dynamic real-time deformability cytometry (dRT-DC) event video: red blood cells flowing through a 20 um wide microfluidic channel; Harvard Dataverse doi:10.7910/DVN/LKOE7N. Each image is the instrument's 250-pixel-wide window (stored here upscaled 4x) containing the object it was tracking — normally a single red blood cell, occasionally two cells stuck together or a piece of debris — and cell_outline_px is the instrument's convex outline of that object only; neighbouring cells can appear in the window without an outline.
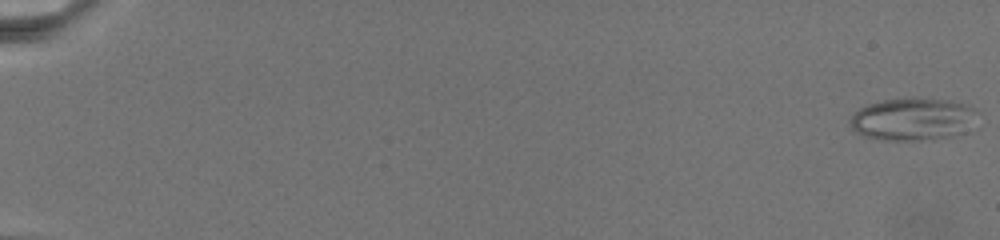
{"species": "common noctule bat (a hibernating species)", "species_latin": "Nyctalus noctula", "temperature_condition": "warm", "stored_images_in_passage": 43, "camera_frame_rate_fps": 3000, "um_per_image_px": 0.085, "animal": {"sex": "female", "body_mass_g": 19.5, "forearm_length_mm": 54.1}, "frame": {"image": 1, "passage_image": 1, "time_ms": 0.0, "image_size_px": [1000, 240], "cell_outline_px": [[980, 128], [972, 132], [932, 140], [884, 140], [864, 136], [856, 132], [848, 124], [848, 120], [860, 108], [868, 104], [884, 100], [948, 100], [964, 104], [980, 112]], "centroid_in_image_um": [77.75, 10.19], "position_along_channel_um": 7.3, "area_um2": 32.14}}
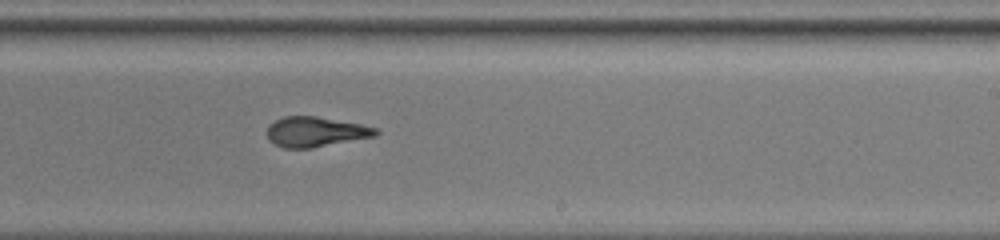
{"frame": {"image": 2, "passage_image": 25, "time_ms": 16.0, "image_size_px": [1000, 240], "cell_outline_px": [[380, 132], [376, 136], [312, 148], [284, 148], [268, 140], [268, 124], [284, 116], [316, 116], [360, 124], [376, 128]], "centroid_in_image_um": [26.82, 11.2], "position_along_channel_um": 262.2, "area_um2": 18.96}}
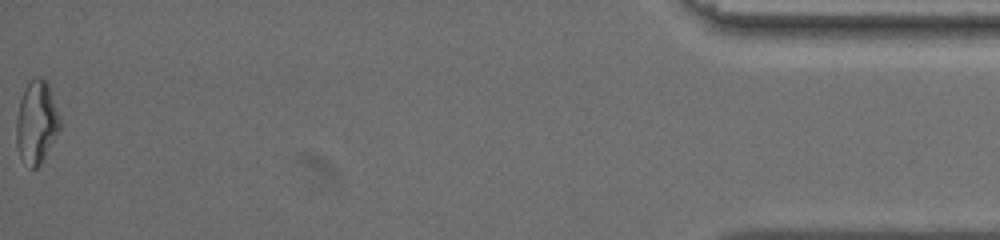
{"frame": {"image": 3, "passage_image": 43, "time_ms": 24.667, "image_size_px": [1000, 240], "cell_outline_px": [[60, 128], [40, 164], [36, 168], [32, 168], [20, 156], [16, 144], [16, 120], [20, 100], [24, 88], [36, 76], [40, 76], [48, 84], [60, 116]], "centroid_in_image_um": [3.09, 10.37], "position_along_channel_um": 432.1, "area_um2": 20.63}}